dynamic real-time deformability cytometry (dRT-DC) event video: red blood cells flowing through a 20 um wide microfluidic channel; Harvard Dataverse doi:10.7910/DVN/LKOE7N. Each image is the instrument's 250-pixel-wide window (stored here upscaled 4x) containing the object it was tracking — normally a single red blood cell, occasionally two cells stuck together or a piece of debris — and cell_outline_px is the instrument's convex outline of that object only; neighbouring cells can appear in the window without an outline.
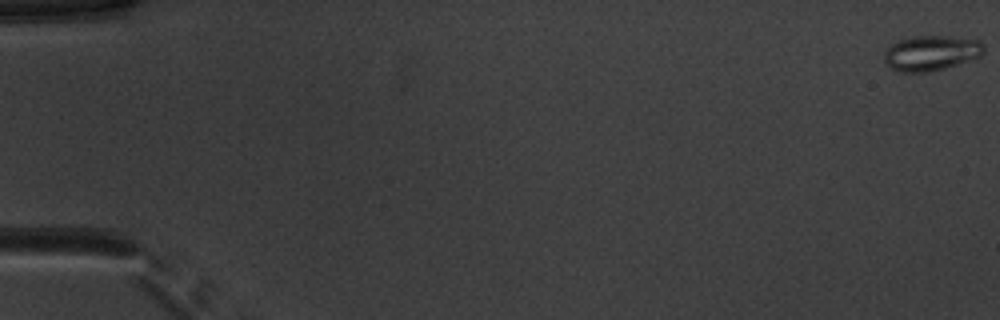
{"species": "common noctule bat (a hibernating species)", "species_latin": "Nyctalus noctula", "temperature_condition": "warm", "stored_images_in_passage": 53, "camera_frame_rate_fps": 3000, "um_per_image_px": 0.085, "animal": {"sex": "male", "body_mass_g": 20.1, "forearm_length_mm": 53.5}, "frame": {"image": 1, "passage_image": 1, "time_ms": 0.0, "image_size_px": [1000, 320], "cell_outline_px": [[984, 52], [980, 56], [944, 68], [928, 72], [904, 72], [892, 68], [884, 60], [884, 52], [892, 44], [900, 40], [916, 36], [944, 36], [980, 40], [984, 44]], "centroid_in_image_um": [79.16, 4.5], "position_along_channel_um": 5.8, "area_um2": 20.06}}
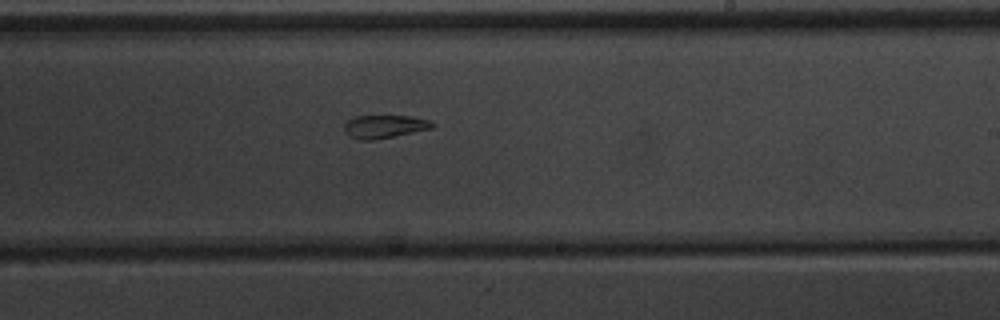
{"frame": {"image": 2, "passage_image": 33, "time_ms": 10.667, "image_size_px": [1000, 320], "cell_outline_px": [[436, 124], [432, 128], [372, 140], [360, 140], [348, 136], [344, 132], [344, 124], [348, 120], [356, 116], [412, 116], [428, 120]], "centroid_in_image_um": [32.64, 10.75], "position_along_channel_um": 256.4, "area_um2": 11.73}}
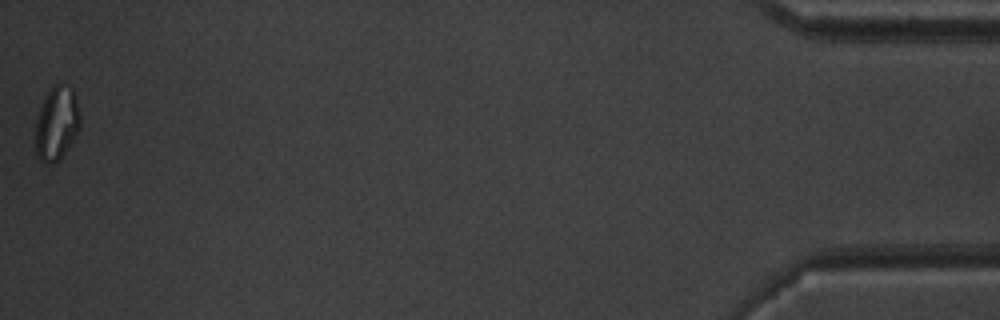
{"frame": {"image": 3, "passage_image": 53, "time_ms": 17.333, "image_size_px": [1000, 320], "cell_outline_px": [[80, 128], [64, 152], [52, 164], [44, 164], [36, 156], [36, 124], [40, 108], [48, 92], [56, 84], [60, 84], [72, 88], [76, 96], [80, 116]], "centroid_in_image_um": [4.82, 10.5], "position_along_channel_um": 430.4, "area_um2": 18.79}, "authors_computed_cell_mechanics": {"area_um2": 18.0336, "velocity_mm_per_s": 3.9542, "shape_relaxation_time_tau1_ms": null, "shape_relaxation_time_tau2_ms": 3.0424, "deformation_change_tau1": null, "deformation_change_tau2": 0.082}}